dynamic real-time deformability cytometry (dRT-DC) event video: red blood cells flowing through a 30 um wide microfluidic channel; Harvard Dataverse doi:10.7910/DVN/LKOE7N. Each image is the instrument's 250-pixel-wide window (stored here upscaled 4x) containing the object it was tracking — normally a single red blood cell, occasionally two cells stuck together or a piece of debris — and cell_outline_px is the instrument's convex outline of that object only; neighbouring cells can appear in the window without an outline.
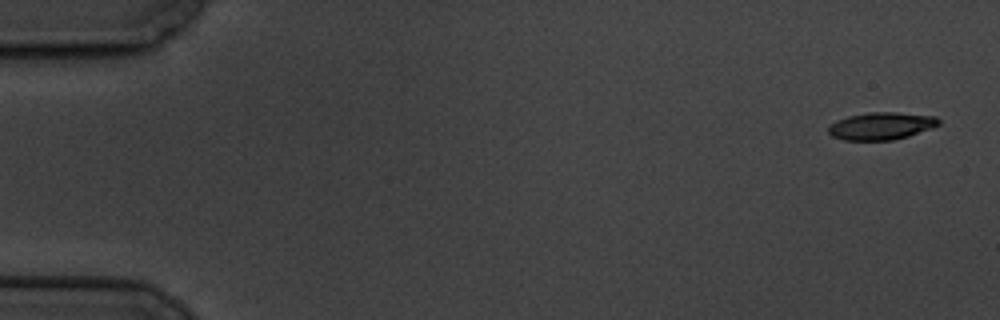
{"species": "common noctule bat (a hibernating species)", "species_latin": "Nyctalus noctula", "temperature_condition": "cold", "stored_images_in_passage": 6, "camera_frame_rate_fps": 3000, "um_per_image_px": 0.085, "animal": {"sex": "male", "body_mass_g": 19.5, "forearm_length_mm": 54.6}, "frame": {"image": 1, "passage_image": 1, "time_ms": 0.0, "image_size_px": [1000, 320], "cell_outline_px": [[940, 124], [932, 128], [908, 136], [892, 140], [844, 140], [832, 136], [828, 132], [828, 128], [836, 120], [848, 116], [868, 112], [896, 112], [936, 116], [940, 120]], "centroid_in_image_um": [74.92, 10.7], "position_along_channel_um": 10.1, "area_um2": 17.63}}
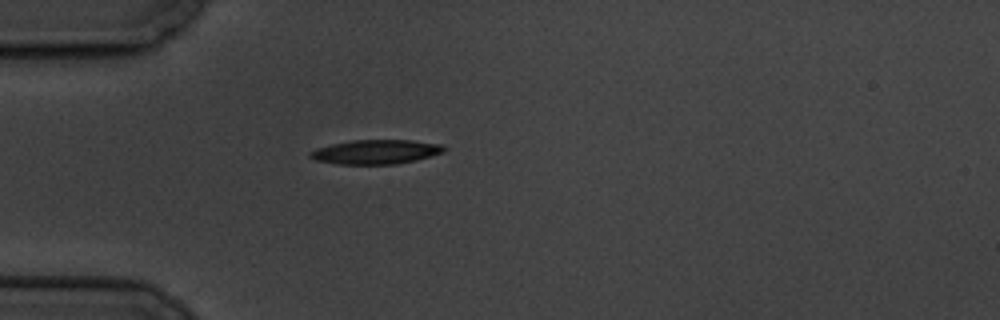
{"frame": {"image": 2, "passage_image": 5, "time_ms": 5.0, "image_size_px": [1000, 320], "cell_outline_px": [[448, 148], [444, 152], [416, 160], [396, 164], [336, 164], [316, 160], [308, 156], [308, 152], [316, 148], [332, 144], [352, 140], [412, 140], [444, 144]], "centroid_in_image_um": [31.97, 12.9], "position_along_channel_um": 53.0, "area_um2": 19.13}}